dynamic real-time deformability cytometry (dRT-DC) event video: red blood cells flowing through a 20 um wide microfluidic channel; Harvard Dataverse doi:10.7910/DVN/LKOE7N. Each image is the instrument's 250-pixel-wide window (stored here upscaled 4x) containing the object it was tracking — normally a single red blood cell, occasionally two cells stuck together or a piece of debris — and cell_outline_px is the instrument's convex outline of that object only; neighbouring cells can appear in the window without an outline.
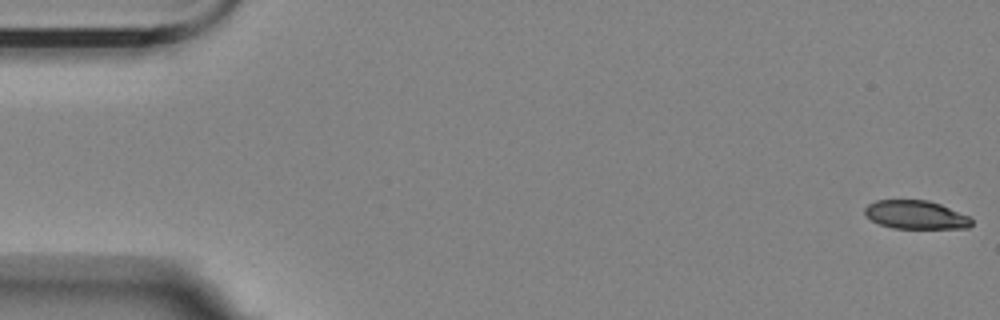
{"species": "Egyptian fruit bat (a non-hibernating species)", "species_latin": "Rousettus aegyptiacus", "temperature_condition": "room temperature", "stored_images_in_passage": 57, "camera_frame_rate_fps": 3000, "um_per_image_px": 0.085, "animal": {"sex": "female"}, "frame": {"image": 1, "passage_image": 1, "time_ms": 0.0, "image_size_px": [1000, 320], "cell_outline_px": [[972, 224], [968, 228], [892, 228], [880, 224], [872, 220], [864, 212], [864, 208], [868, 204], [876, 200], [928, 200], [940, 204], [968, 216], [972, 220]], "centroid_in_image_um": [77.83, 18.25], "position_along_channel_um": 7.2, "area_um2": 17.57}}
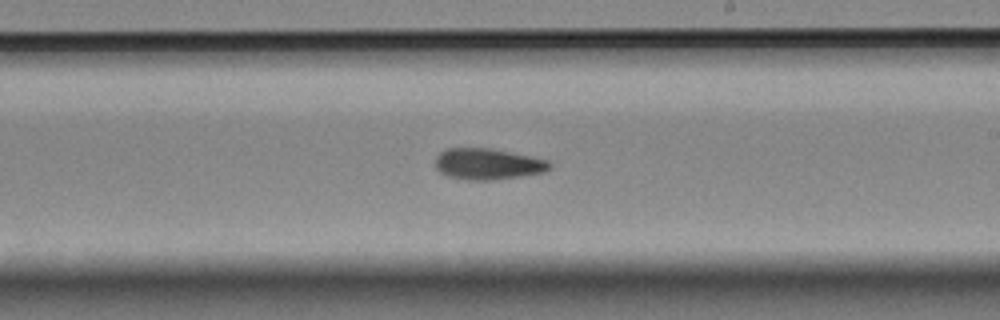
{"frame": {"image": 2, "passage_image": 33, "time_ms": 10.667, "image_size_px": [1000, 320], "cell_outline_px": [[552, 168], [544, 172], [520, 176], [492, 180], [468, 180], [448, 176], [440, 172], [436, 168], [436, 156], [440, 152], [448, 148], [492, 148], [548, 160], [552, 164]], "centroid_in_image_um": [41.47, 13.94], "position_along_channel_um": 247.5, "area_um2": 20.75}}
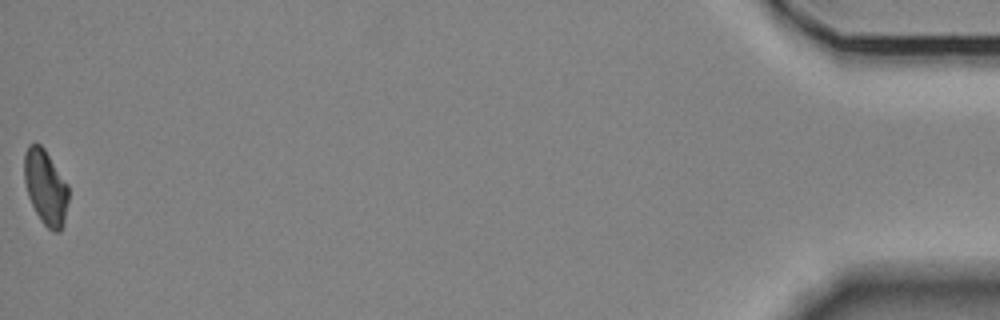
{"frame": {"image": 3, "passage_image": 57, "time_ms": 18.667, "image_size_px": [1000, 320], "cell_outline_px": [[68, 200], [64, 224], [60, 232], [56, 232], [48, 228], [44, 224], [36, 212], [28, 196], [24, 180], [24, 152], [28, 144], [40, 144], [44, 148], [68, 184]], "centroid_in_image_um": [3.87, 15.9], "position_along_channel_um": 431.3, "area_um2": 19.31}, "authors_computed_cell_mechanics": {"area_um2": 20.0566, "velocity_mm_per_s": 3.5129, "shape_relaxation_time_tau1_ms": null, "shape_relaxation_time_tau2_ms": 8.4271, "deformation_change_tau1": null, "deformation_change_tau2": 0.1689}}